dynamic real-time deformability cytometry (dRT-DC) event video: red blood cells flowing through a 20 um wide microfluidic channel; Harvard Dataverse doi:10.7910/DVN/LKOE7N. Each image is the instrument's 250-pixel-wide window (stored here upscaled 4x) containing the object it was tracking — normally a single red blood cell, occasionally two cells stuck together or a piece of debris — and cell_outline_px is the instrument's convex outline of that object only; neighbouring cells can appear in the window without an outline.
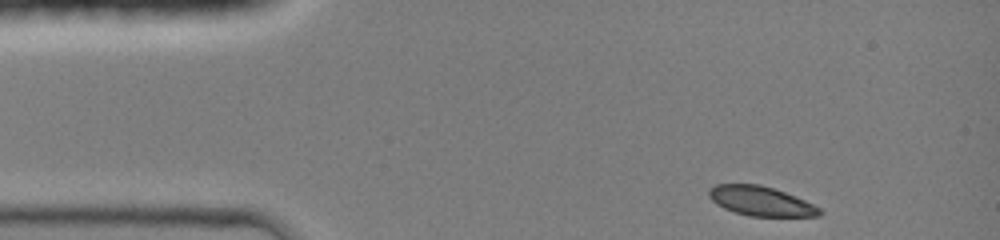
{"species": "common noctule bat (a hibernating species)", "species_latin": "Nyctalus noctula", "temperature_condition": "room temperature", "stored_images_in_passage": 37, "camera_frame_rate_fps": 3000, "um_per_image_px": 0.085, "animal": {"sex": "female", "body_mass_g": 19.0, "forearm_length_mm": 51.5}, "frame": {"image": 1, "passage_image": 1, "time_ms": 0.0, "image_size_px": [1000, 240], "cell_outline_px": [[824, 212], [820, 216], [748, 216], [724, 208], [716, 204], [708, 196], [708, 188], [716, 184], [760, 184], [796, 196], [820, 208]], "centroid_in_image_um": [64.66, 17.09], "position_along_channel_um": 20.3, "area_um2": 19.02}}
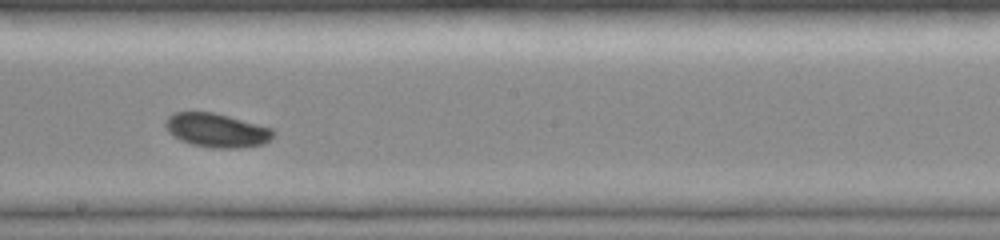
{"frame": {"image": 2, "passage_image": 21, "time_ms": 6.667, "image_size_px": [1000, 240], "cell_outline_px": [[276, 132], [264, 144], [240, 148], [212, 148], [192, 144], [180, 140], [172, 136], [168, 132], [164, 124], [164, 120], [172, 112], [212, 112], [228, 116], [272, 128]], "centroid_in_image_um": [18.38, 11.07], "position_along_channel_um": 229.8, "area_um2": 21.39}}
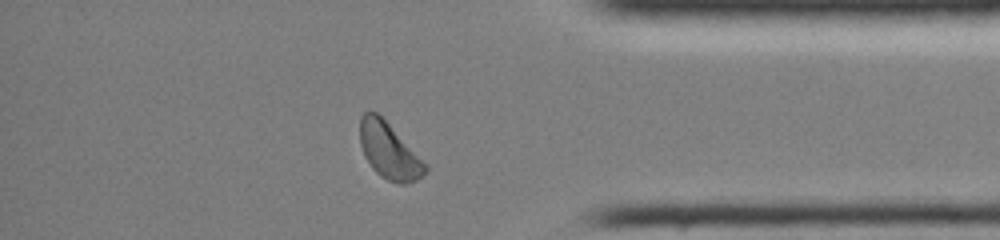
{"frame": {"image": 3, "passage_image": 34, "time_ms": 11.0, "image_size_px": [1000, 240], "cell_outline_px": [[428, 172], [416, 180], [404, 184], [400, 184], [388, 180], [380, 176], [372, 168], [364, 156], [360, 144], [360, 116], [364, 112], [376, 112], [428, 164]], "centroid_in_image_um": [33.08, 12.85], "position_along_channel_um": 402.1, "area_um2": 21.21}, "authors_computed_cell_mechanics": {"area_um2": 20.808, "velocity_mm_per_s": 4.1823, "shape_relaxation_time_tau1_ms": 1.4808, "shape_relaxation_time_tau2_ms": null, "deformation_change_tau1": 0.0679, "deformation_change_tau2": null}}